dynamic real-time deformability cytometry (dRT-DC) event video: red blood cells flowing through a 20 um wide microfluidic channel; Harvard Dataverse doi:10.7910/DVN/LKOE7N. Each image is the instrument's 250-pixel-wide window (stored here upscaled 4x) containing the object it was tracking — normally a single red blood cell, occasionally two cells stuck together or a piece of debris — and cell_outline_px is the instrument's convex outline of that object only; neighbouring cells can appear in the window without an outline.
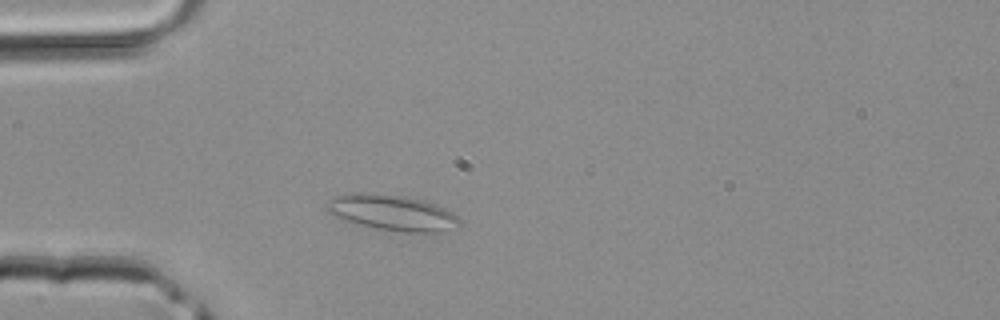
{"species": "common noctule bat (a hibernating species)", "species_latin": "Nyctalus noctula", "temperature_condition": "room temperature", "stored_images_in_passage": 38, "camera_frame_rate_fps": 3000, "um_per_image_px": 0.085, "animal": {"sex": "male", "body_mass_g": 20.4}, "frame": {"image": 1, "passage_image": 6, "time_ms": 1.667, "image_size_px": [1000, 320], "cell_outline_px": [[460, 224], [440, 232], [404, 232], [376, 228], [360, 224], [336, 216], [328, 212], [324, 208], [324, 204], [328, 200], [336, 196], [404, 196], [420, 200], [444, 208], [452, 212], [460, 220]], "centroid_in_image_um": [33.38, 18.13], "position_along_channel_um": 51.6, "area_um2": 26.07}}
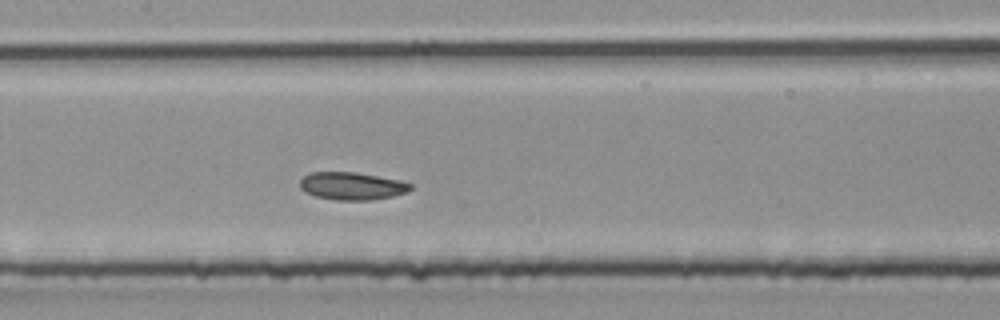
{"frame": {"image": 2, "passage_image": 15, "time_ms": 4.667, "image_size_px": [1000, 320], "cell_outline_px": [[412, 188], [408, 192], [392, 196], [372, 200], [336, 200], [316, 196], [304, 192], [300, 188], [300, 180], [304, 176], [312, 172], [356, 172], [400, 180], [412, 184]], "centroid_in_image_um": [29.92, 15.81], "position_along_channel_um": 177.5, "area_um2": 17.86}}
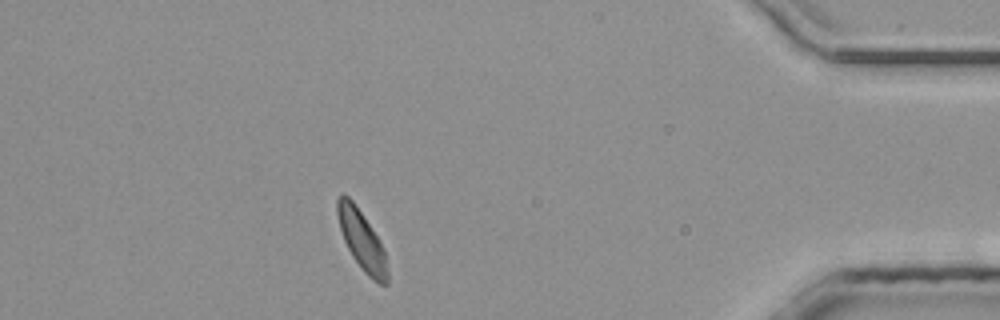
{"frame": {"image": 3, "passage_image": 33, "time_ms": 10.667, "image_size_px": [1000, 320], "cell_outline_px": [[388, 284], [380, 284], [372, 280], [364, 272], [352, 256], [344, 240], [340, 228], [336, 212], [336, 200], [344, 192], [352, 200], [380, 240], [384, 252], [388, 268]], "centroid_in_image_um": [30.75, 20.43], "position_along_channel_um": 404.5, "area_um2": 17.22}}